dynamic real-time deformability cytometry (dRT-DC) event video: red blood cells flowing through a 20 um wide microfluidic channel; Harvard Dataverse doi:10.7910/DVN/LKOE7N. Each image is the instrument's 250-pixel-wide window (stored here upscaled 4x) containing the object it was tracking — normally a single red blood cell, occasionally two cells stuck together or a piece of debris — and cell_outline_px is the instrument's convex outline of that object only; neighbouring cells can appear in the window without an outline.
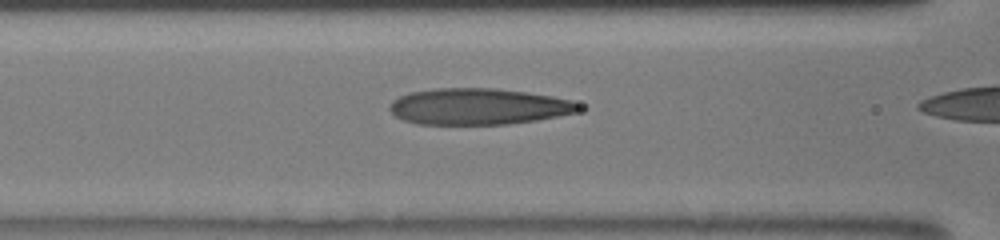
{"species": "human", "species_latin": "Homo sapiens", "temperature_condition": "room temperature", "stored_images_in_passage": 6, "camera_frame_rate_fps": 3000, "um_per_image_px": 0.085, "donor": {"sex": "male"}, "frame": {"image": 1, "passage_image": 5, "time_ms": 1.667, "image_size_px": [1000, 240], "cell_outline_px": [[588, 108], [576, 112], [560, 116], [536, 120], [508, 124], [416, 124], [404, 120], [396, 116], [388, 108], [388, 104], [392, 100], [408, 92], [436, 88], [496, 88], [552, 96], [572, 100], [584, 104]], "centroid_in_image_um": [40.71, 9.05], "position_along_channel_um": 125.9, "area_um2": 40.46}}